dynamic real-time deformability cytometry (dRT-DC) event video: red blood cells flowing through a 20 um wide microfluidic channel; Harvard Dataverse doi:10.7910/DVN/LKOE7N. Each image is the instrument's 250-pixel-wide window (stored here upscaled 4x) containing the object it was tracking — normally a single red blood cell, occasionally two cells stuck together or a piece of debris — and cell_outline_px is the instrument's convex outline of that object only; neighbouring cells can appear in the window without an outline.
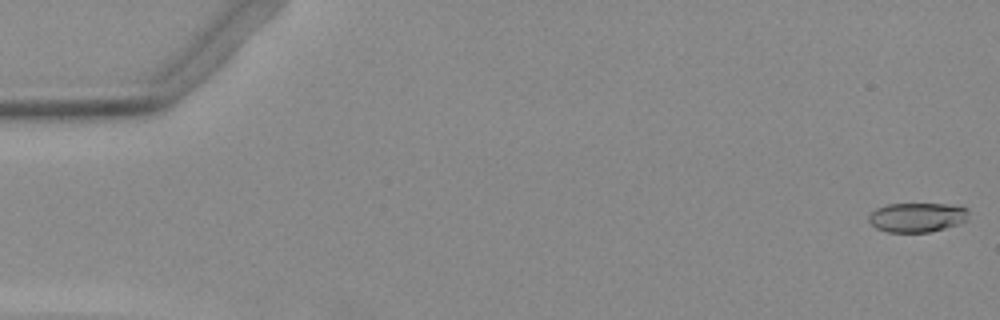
{"species": "Egyptian fruit bat (a non-hibernating species)", "species_latin": "Rousettus aegyptiacus", "temperature_condition": "warm", "stored_images_in_passage": 53, "camera_frame_rate_fps": 3000, "um_per_image_px": 0.085, "animal": {"sex": "female"}, "frame": {"image": 1, "passage_image": 1, "time_ms": 0.0, "image_size_px": [1000, 320], "cell_outline_px": [[968, 220], [944, 228], [928, 232], [888, 232], [876, 228], [868, 220], [868, 216], [876, 208], [888, 204], [944, 204], [968, 208]], "centroid_in_image_um": [77.94, 18.47], "position_along_channel_um": 7.1, "area_um2": 16.99}}
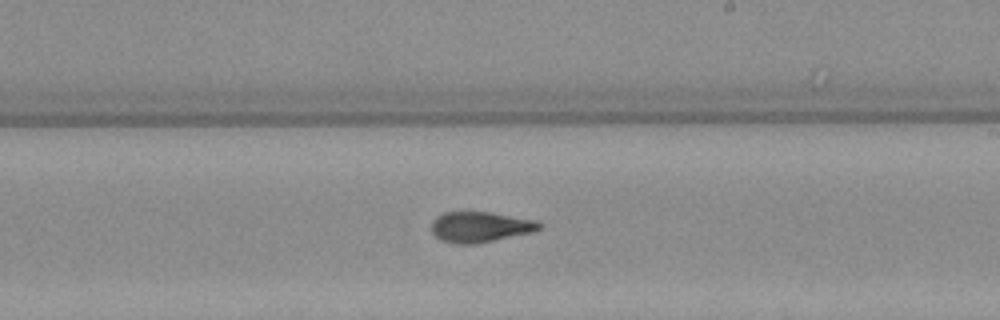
{"frame": {"image": 2, "passage_image": 31, "time_ms": 10.0, "image_size_px": [1000, 320], "cell_outline_px": [[544, 224], [540, 228], [532, 232], [476, 244], [456, 244], [440, 240], [432, 232], [432, 220], [436, 216], [444, 212], [488, 212], [536, 220]], "centroid_in_image_um": [40.8, 19.29], "position_along_channel_um": 248.2, "area_um2": 19.19}}
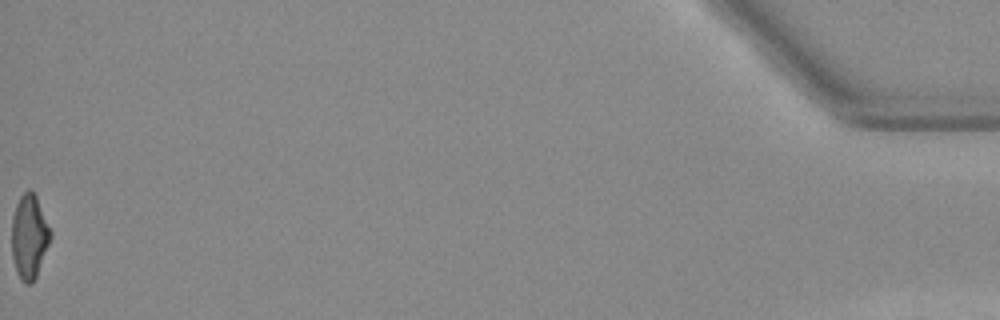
{"frame": {"image": 3, "passage_image": 53, "time_ms": 17.333, "image_size_px": [1000, 320], "cell_outline_px": [[52, 236], [36, 276], [32, 284], [24, 284], [20, 280], [16, 272], [12, 256], [12, 216], [16, 204], [20, 196], [28, 188], [36, 196], [52, 232]], "centroid_in_image_um": [2.48, 20.13], "position_along_channel_um": 432.7, "area_um2": 19.07}}